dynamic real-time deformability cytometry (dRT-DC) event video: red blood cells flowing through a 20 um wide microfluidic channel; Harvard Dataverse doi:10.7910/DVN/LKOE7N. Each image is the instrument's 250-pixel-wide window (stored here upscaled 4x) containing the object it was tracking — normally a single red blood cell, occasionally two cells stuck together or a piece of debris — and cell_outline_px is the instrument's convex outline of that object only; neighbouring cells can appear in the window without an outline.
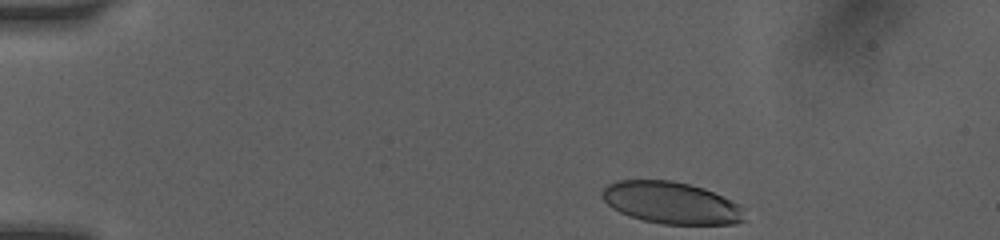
{"species": "human", "species_latin": "Homo sapiens", "temperature_condition": "room temperature", "stored_images_in_passage": 24, "camera_frame_rate_fps": 3000, "um_per_image_px": 0.085, "donor": {"sex": "female"}, "frame": {"image": 1, "passage_image": 1, "time_ms": 0.0, "image_size_px": [1000, 240], "cell_outline_px": [[744, 220], [732, 224], [664, 224], [644, 220], [628, 216], [612, 208], [600, 196], [600, 192], [608, 184], [616, 180], [672, 180], [704, 188], [744, 208]], "centroid_in_image_um": [57.0, 17.23], "position_along_channel_um": 28.0, "area_um2": 34.62}}
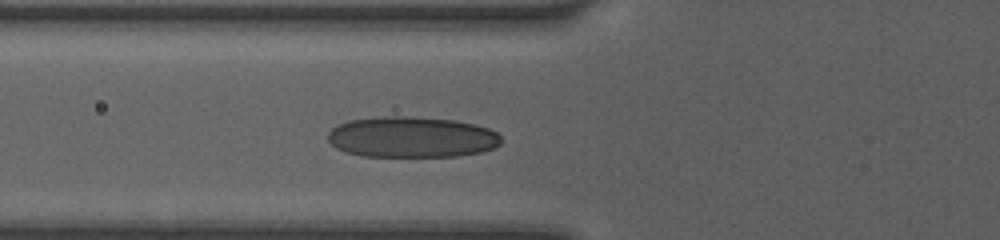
{"frame": {"image": 2, "passage_image": 14, "time_ms": 3.667, "image_size_px": [1000, 240], "cell_outline_px": [[504, 140], [500, 144], [492, 148], [480, 152], [456, 156], [364, 156], [344, 152], [336, 148], [328, 140], [328, 132], [332, 128], [348, 120], [384, 116], [416, 116], [456, 120], [476, 124], [488, 128], [496, 132]], "centroid_in_image_um": [35.0, 11.64], "position_along_channel_um": 90.8, "area_um2": 41.56}}
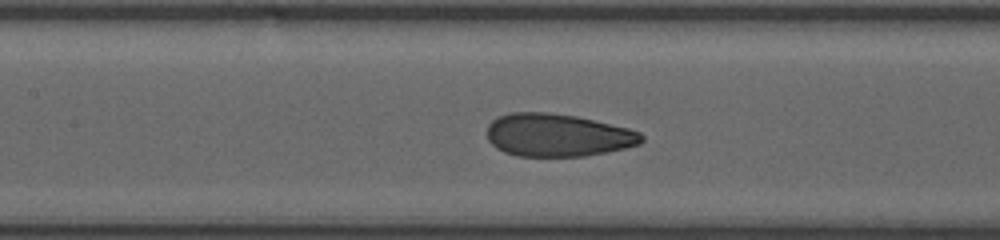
{"frame": {"image": 3, "passage_image": 21, "time_ms": 5.333, "image_size_px": [1000, 240], "cell_outline_px": [[644, 140], [640, 144], [624, 148], [584, 156], [516, 156], [504, 152], [496, 148], [488, 140], [488, 124], [492, 120], [500, 116], [512, 112], [548, 112], [576, 116], [628, 128], [640, 132], [644, 136]], "centroid_in_image_um": [47.39, 11.49], "position_along_channel_um": 160.0, "area_um2": 38.49}}